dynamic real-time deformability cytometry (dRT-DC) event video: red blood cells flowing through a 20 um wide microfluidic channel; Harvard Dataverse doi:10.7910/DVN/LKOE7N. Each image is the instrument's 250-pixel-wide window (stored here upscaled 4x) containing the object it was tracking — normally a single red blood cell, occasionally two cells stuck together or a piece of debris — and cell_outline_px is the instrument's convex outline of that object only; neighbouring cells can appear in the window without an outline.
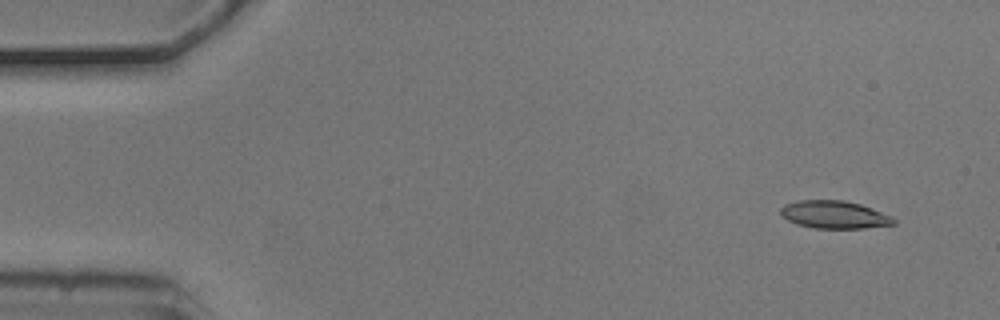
{"species": "common noctule bat (a hibernating species)", "species_latin": "Nyctalus noctula", "temperature_condition": "cold", "stored_images_in_passage": 5, "camera_frame_rate_fps": 3000, "um_per_image_px": 0.085, "animal": {"sex": "male", "body_mass_g": 20.5, "forearm_length_mm": 52.5}, "frame": {"image": 1, "passage_image": 2, "time_ms": 0.333, "image_size_px": [1000, 320], "cell_outline_px": [[896, 224], [864, 228], [812, 228], [796, 224], [780, 216], [780, 208], [784, 204], [796, 200], [844, 200], [860, 204], [872, 208], [892, 216], [896, 220]], "centroid_in_image_um": [70.89, 18.24], "position_along_channel_um": 14.1, "area_um2": 18.5}}